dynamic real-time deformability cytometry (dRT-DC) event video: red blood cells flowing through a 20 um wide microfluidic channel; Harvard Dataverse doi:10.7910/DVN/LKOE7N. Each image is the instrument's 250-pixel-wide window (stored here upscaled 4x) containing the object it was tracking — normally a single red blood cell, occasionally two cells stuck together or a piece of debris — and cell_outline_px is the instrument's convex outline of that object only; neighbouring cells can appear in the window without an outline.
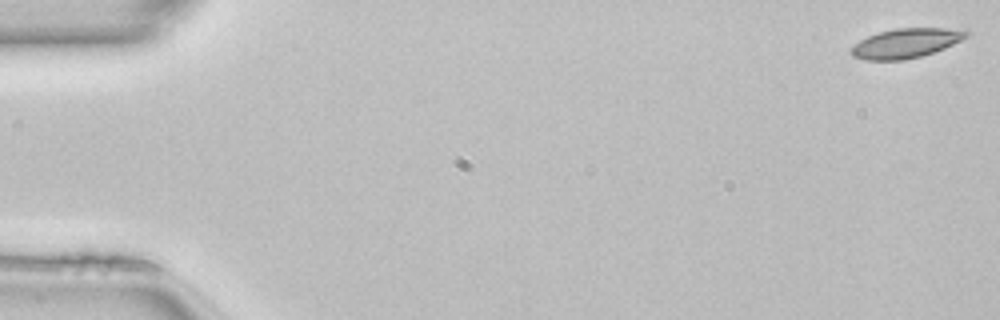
{"species": "common noctule bat (a hibernating species)", "species_latin": "Nyctalus noctula", "temperature_condition": "room temperature", "stored_images_in_passage": 50, "camera_frame_rate_fps": 3000, "um_per_image_px": 0.085, "animal": {"sex": "female", "body_mass_g": 22.7, "forearm_length_mm": 54.2}, "frame": {"image": 1, "passage_image": 1, "time_ms": 0.0, "image_size_px": [1000, 320], "cell_outline_px": [[972, 32], [968, 36], [944, 48], [920, 56], [904, 60], [864, 60], [852, 56], [848, 52], [860, 40], [868, 36], [880, 32], [896, 28], [968, 28]], "centroid_in_image_um": [77.05, 3.66], "position_along_channel_um": 8.0, "area_um2": 19.88}}
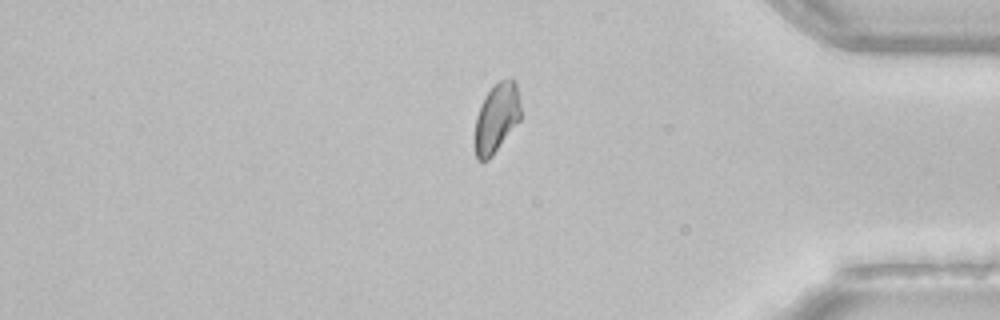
{"frame": {"image": 2, "passage_image": 42, "time_ms": 13.667, "image_size_px": [1000, 320], "cell_outline_px": [[520, 120], [492, 156], [488, 160], [476, 160], [476, 116], [480, 104], [484, 96], [500, 80], [512, 80], [516, 84], [520, 100]], "centroid_in_image_um": [42.21, 10.03], "position_along_channel_um": 393.0, "area_um2": 18.15}}
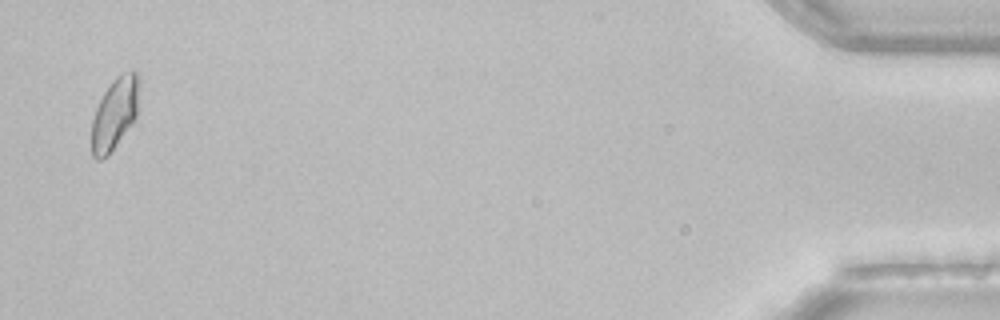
{"frame": {"image": 3, "passage_image": 49, "time_ms": 16.0, "image_size_px": [1000, 320], "cell_outline_px": [[140, 80], [136, 116], [108, 156], [100, 160], [96, 160], [92, 156], [92, 120], [96, 108], [104, 92], [112, 80], [116, 76], [124, 72], [136, 68]], "centroid_in_image_um": [9.76, 9.61], "position_along_channel_um": 425.4, "area_um2": 19.88}}